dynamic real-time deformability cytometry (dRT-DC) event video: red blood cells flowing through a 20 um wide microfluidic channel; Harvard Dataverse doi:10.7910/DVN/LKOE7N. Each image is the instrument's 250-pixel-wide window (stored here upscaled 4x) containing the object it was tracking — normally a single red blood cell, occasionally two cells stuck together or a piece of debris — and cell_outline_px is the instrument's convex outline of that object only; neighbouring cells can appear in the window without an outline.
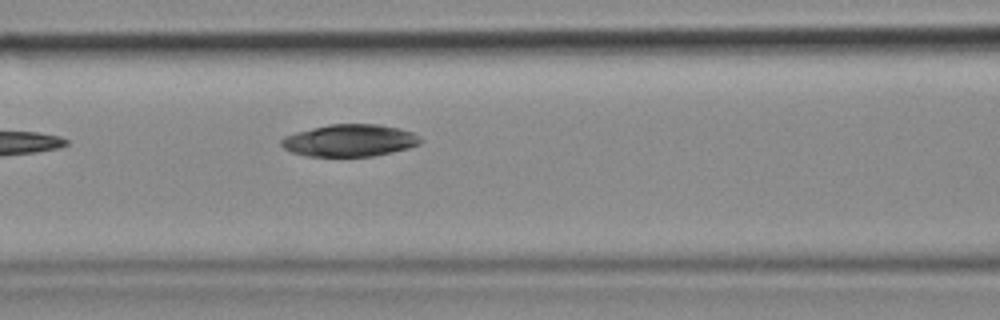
{"species": "common noctule bat (a hibernating species)", "species_latin": "Nyctalus noctula", "temperature_condition": "cold", "stored_images_in_passage": 4, "camera_frame_rate_fps": 3000, "um_per_image_px": 0.085, "animal": {"sex": "female", "body_mass_g": 18.4}, "frame": {"image": 1, "passage_image": 4, "time_ms": 1.0, "image_size_px": [1000, 320], "cell_outline_px": [[424, 140], [420, 144], [408, 148], [392, 152], [372, 156], [308, 156], [292, 152], [284, 148], [280, 144], [280, 140], [284, 136], [296, 132], [328, 124], [376, 124], [400, 128], [412, 132], [420, 136]], "centroid_in_image_um": [29.74, 11.93], "position_along_channel_um": 136.9, "area_um2": 26.13}}